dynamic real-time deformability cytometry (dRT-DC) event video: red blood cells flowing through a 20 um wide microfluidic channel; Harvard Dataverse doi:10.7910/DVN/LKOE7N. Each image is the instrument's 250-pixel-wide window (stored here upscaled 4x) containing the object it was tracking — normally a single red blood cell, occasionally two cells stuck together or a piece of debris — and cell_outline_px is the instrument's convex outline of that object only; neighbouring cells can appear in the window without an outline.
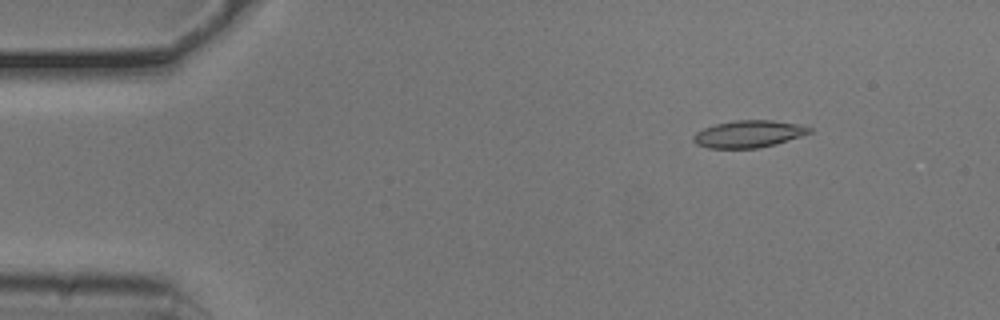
{"species": "common noctule bat (a hibernating species)", "species_latin": "Nyctalus noctula", "temperature_condition": "cold", "stored_images_in_passage": 16, "camera_frame_rate_fps": 3000, "um_per_image_px": 0.085, "animal": {"sex": "male", "body_mass_g": 20.5, "forearm_length_mm": 52.5}, "frame": {"image": 1, "passage_image": 7, "time_ms": 2.0, "image_size_px": [1000, 320], "cell_outline_px": [[812, 132], [776, 144], [760, 148], [708, 148], [696, 144], [692, 140], [692, 136], [696, 132], [704, 128], [716, 124], [736, 120], [772, 120], [796, 124], [812, 128]], "centroid_in_image_um": [63.6, 11.39], "position_along_channel_um": 21.4, "area_um2": 18.26}}
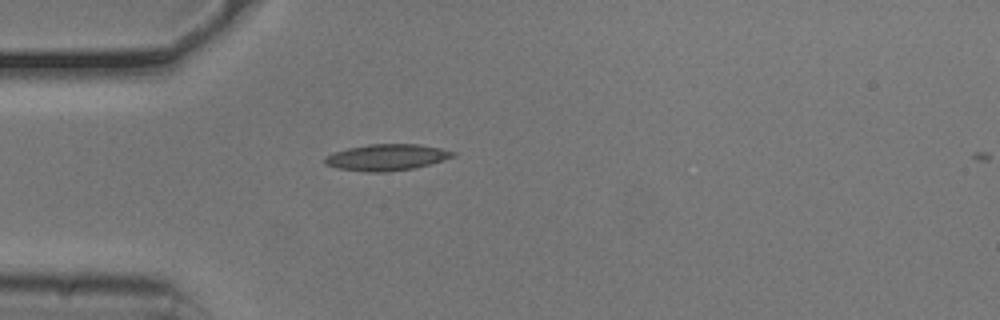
{"frame": {"image": 2, "passage_image": 15, "time_ms": 4.667, "image_size_px": [1000, 320], "cell_outline_px": [[456, 156], [444, 160], [412, 168], [384, 172], [368, 172], [336, 168], [324, 164], [324, 156], [332, 152], [348, 148], [368, 144], [420, 144], [440, 148], [456, 152]], "centroid_in_image_um": [32.83, 13.36], "position_along_channel_um": 52.2, "area_um2": 19.71}}